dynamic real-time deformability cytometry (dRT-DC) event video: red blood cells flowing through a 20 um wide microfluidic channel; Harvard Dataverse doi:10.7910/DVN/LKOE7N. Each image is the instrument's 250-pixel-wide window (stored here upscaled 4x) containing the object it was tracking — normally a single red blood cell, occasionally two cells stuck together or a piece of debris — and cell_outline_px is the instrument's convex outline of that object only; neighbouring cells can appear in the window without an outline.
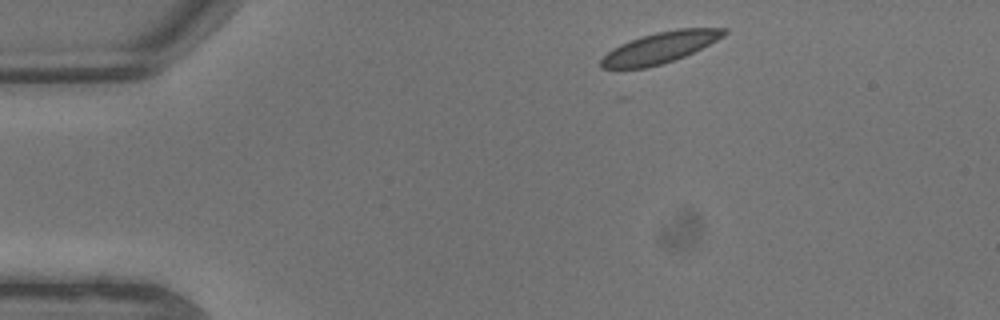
{"species": "common noctule bat (a hibernating species)", "species_latin": "Nyctalus noctula", "temperature_condition": "warm", "stored_images_in_passage": 11, "camera_frame_rate_fps": 3000, "um_per_image_px": 0.085, "animal": {"sex": "male", "body_mass_g": 13.3}, "frame": {"image": 1, "passage_image": 1, "time_ms": 0.0, "image_size_px": [1000, 320], "cell_outline_px": [[728, 32], [724, 36], [684, 56], [660, 64], [644, 68], [600, 68], [600, 60], [612, 48], [620, 44], [640, 36], [656, 32], [680, 28], [728, 28]], "centroid_in_image_um": [56.08, 4.03], "position_along_channel_um": 28.9, "area_um2": 21.96}}
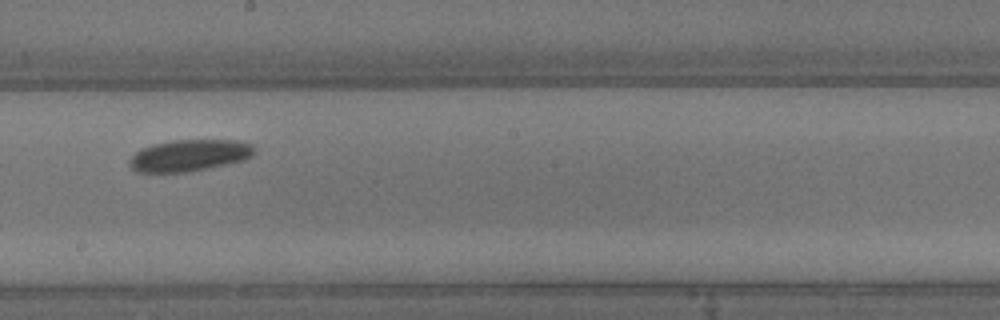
{"frame": {"image": 2, "passage_image": 9, "time_ms": 2.667, "image_size_px": [1000, 320], "cell_outline_px": [[256, 152], [252, 156], [244, 160], [228, 164], [188, 172], [136, 172], [128, 164], [128, 160], [140, 148], [172, 140], [236, 140], [252, 144], [256, 148]], "centroid_in_image_um": [16.12, 13.21], "position_along_channel_um": 232.1, "area_um2": 23.18}}
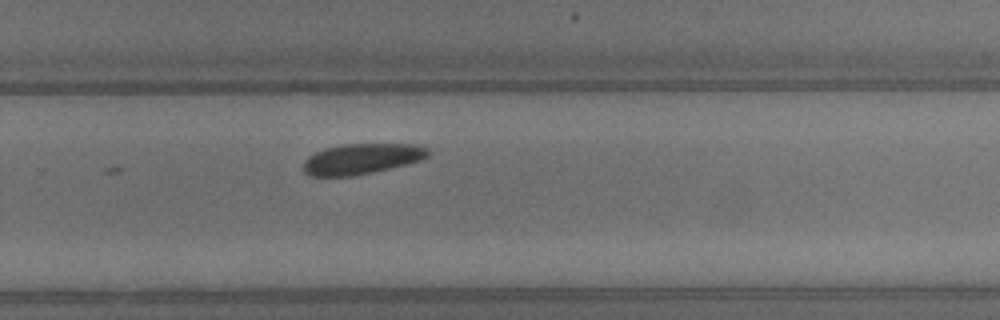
{"frame": {"image": 3, "passage_image": 11, "time_ms": 3.333, "image_size_px": [1000, 320], "cell_outline_px": [[432, 152], [428, 156], [420, 160], [372, 172], [352, 176], [308, 176], [304, 172], [304, 160], [308, 156], [324, 148], [340, 144], [416, 144], [428, 148]], "centroid_in_image_um": [30.73, 13.49], "position_along_channel_um": 299.1, "area_um2": 22.2}}